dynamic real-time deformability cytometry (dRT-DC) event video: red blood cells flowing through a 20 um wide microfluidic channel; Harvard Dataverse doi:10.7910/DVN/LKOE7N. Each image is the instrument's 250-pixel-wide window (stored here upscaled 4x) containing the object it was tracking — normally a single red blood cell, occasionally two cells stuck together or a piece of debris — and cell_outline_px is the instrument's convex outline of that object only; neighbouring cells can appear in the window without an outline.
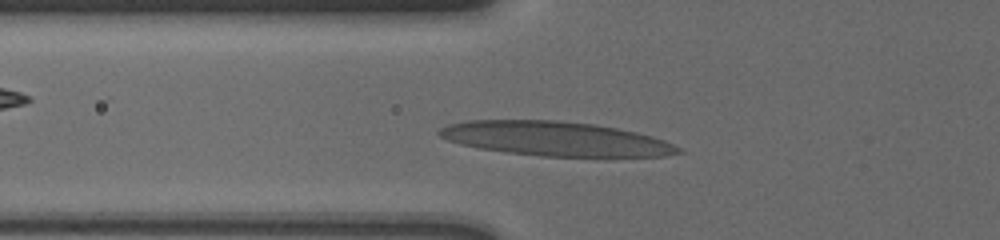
{"species": "human", "species_latin": "Homo sapiens", "temperature_condition": "cold", "stored_images_in_passage": 32, "camera_frame_rate_fps": 3000, "um_per_image_px": 0.085, "donor": {"sex": "male"}, "frame": {"image": 1, "passage_image": 2, "time_ms": 0.333, "image_size_px": [1000, 240], "cell_outline_px": [[684, 152], [664, 156], [540, 156], [504, 152], [480, 148], [460, 144], [448, 140], [440, 136], [436, 132], [440, 128], [448, 124], [464, 120], [556, 120], [592, 124], [616, 128], [636, 132], [652, 136], [664, 140], [684, 148]], "centroid_in_image_um": [47.21, 11.79], "position_along_channel_um": 78.6, "area_um2": 47.8}}
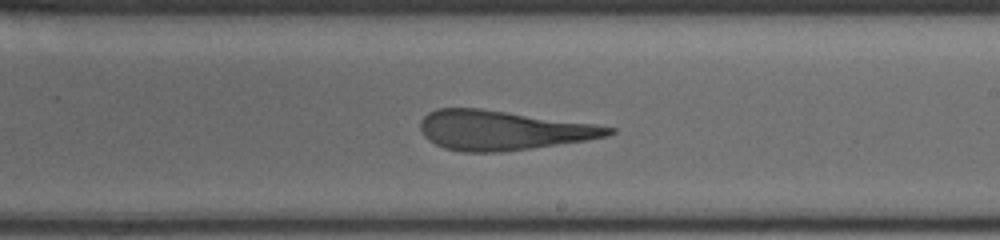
{"frame": {"image": 2, "passage_image": 16, "time_ms": 5.0, "image_size_px": [1000, 240], "cell_outline_px": [[616, 132], [608, 136], [584, 140], [532, 148], [500, 152], [460, 152], [444, 148], [428, 140], [424, 136], [420, 128], [420, 120], [428, 112], [436, 108], [480, 108], [596, 124], [616, 128]], "centroid_in_image_um": [42.7, 11.07], "position_along_channel_um": 246.3, "area_um2": 43.35}}
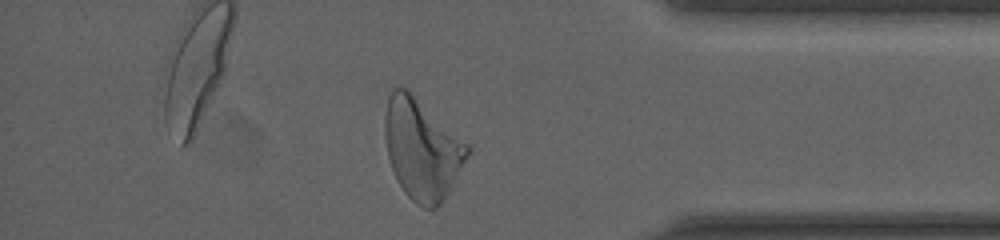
{"frame": {"image": 3, "passage_image": 30, "time_ms": 9.667, "image_size_px": [1000, 240], "cell_outline_px": [[472, 148], [448, 192], [440, 204], [436, 208], [424, 208], [416, 204], [404, 192], [396, 180], [388, 156], [384, 136], [384, 116], [388, 96], [392, 88], [408, 88], [468, 144]], "centroid_in_image_um": [35.83, 12.64], "position_along_channel_um": 399.4, "area_um2": 48.26}, "authors_computed_cell_mechanics": {"area_um2": 44.5638, "velocity_mm_per_s": 3.6137, "shape_relaxation_time_tau1_ms": 11.038, "shape_relaxation_time_tau2_ms": 2.2461, "deformation_change_tau1": 0.3458, "deformation_change_tau2": 0.1413}}